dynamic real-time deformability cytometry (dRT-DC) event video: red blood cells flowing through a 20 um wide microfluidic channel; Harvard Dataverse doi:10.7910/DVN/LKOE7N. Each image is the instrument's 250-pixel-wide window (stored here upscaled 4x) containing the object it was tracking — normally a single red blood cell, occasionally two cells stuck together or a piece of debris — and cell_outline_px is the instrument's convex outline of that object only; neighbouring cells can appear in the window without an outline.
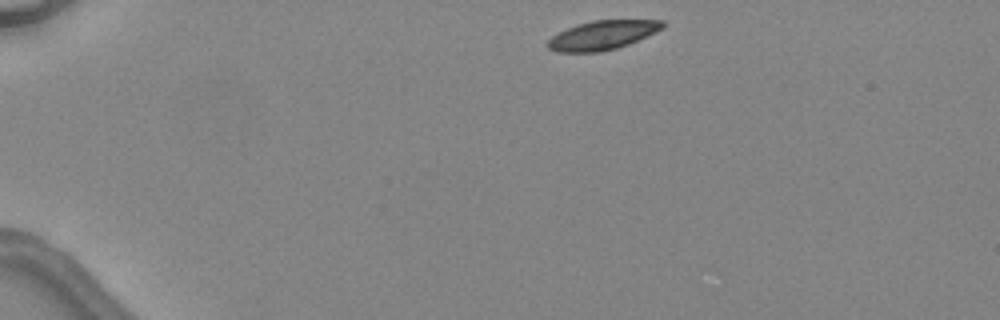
{"species": "common noctule bat (a hibernating species)", "species_latin": "Nyctalus noctula", "temperature_condition": "warm", "stored_images_in_passage": 4, "camera_frame_rate_fps": 3000, "um_per_image_px": 0.085, "animal": {"sex": "female", "body_mass_g": 24.6, "forearm_length_mm": 56.2}, "frame": {"image": 1, "passage_image": 1, "time_ms": 0.0, "image_size_px": [1000, 320], "cell_outline_px": [[668, 24], [664, 28], [656, 32], [628, 44], [616, 48], [600, 52], [556, 52], [548, 48], [548, 40], [552, 36], [576, 24], [592, 20], [664, 20]], "centroid_in_image_um": [51.24, 2.98], "position_along_channel_um": 33.8, "area_um2": 19.48}}
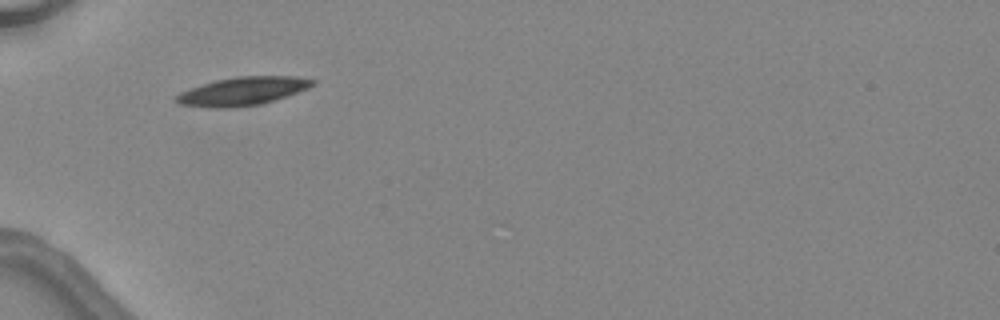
{"frame": {"image": 2, "passage_image": 3, "time_ms": 2.333, "image_size_px": [1000, 320], "cell_outline_px": [[316, 84], [308, 88], [276, 100], [260, 104], [232, 108], [208, 108], [180, 104], [176, 100], [176, 96], [180, 92], [204, 84], [236, 76], [296, 76], [316, 80]], "centroid_in_image_um": [20.67, 7.76], "position_along_channel_um": 64.3, "area_um2": 22.37}}